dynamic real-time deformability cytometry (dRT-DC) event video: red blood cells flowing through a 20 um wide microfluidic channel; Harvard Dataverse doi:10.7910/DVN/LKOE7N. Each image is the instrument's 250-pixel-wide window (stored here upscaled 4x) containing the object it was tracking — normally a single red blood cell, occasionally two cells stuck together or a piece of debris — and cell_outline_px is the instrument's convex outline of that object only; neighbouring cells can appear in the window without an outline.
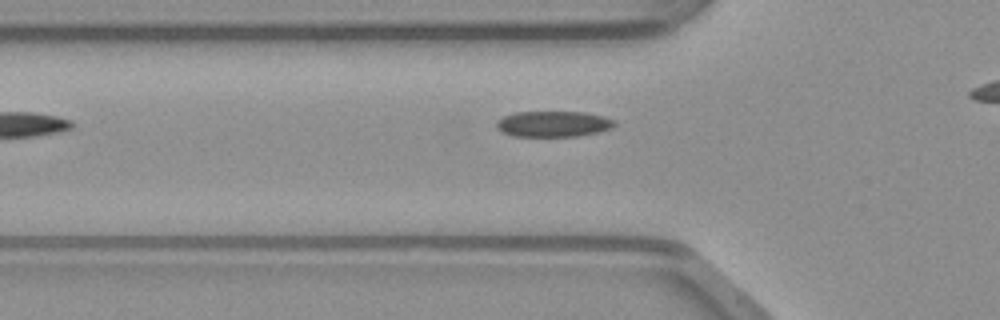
{"species": "common noctule bat (a hibernating species)", "species_latin": "Nyctalus noctula", "temperature_condition": "warm", "stored_images_in_passage": 29, "camera_frame_rate_fps": 3000, "um_per_image_px": 0.085, "animal": {"sex": "male", "body_mass_g": 23.1, "forearm_length_mm": 52.7}, "frame": {"image": 1, "passage_image": 2, "time_ms": 0.333, "image_size_px": [1000, 320], "cell_outline_px": [[616, 124], [612, 128], [596, 132], [576, 136], [512, 136], [500, 132], [496, 128], [496, 120], [504, 116], [516, 112], [584, 112], [604, 116], [616, 120]], "centroid_in_image_um": [47.0, 10.53], "position_along_channel_um": 78.8, "area_um2": 17.86}}
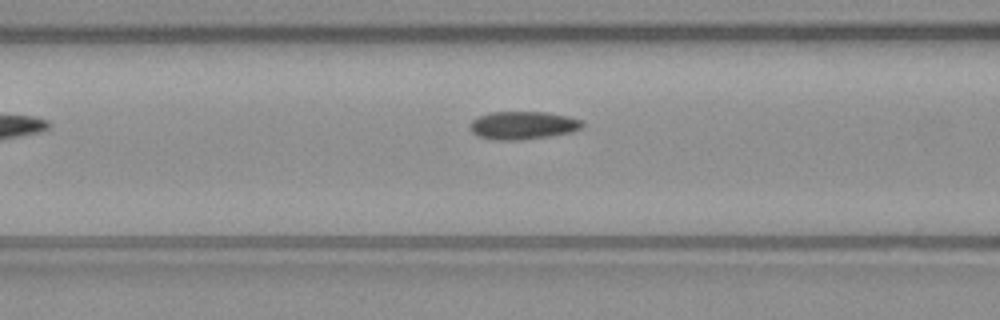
{"frame": {"image": 2, "passage_image": 5, "time_ms": 1.333, "image_size_px": [1000, 320], "cell_outline_px": [[584, 124], [580, 128], [572, 132], [548, 136], [520, 140], [496, 140], [476, 136], [468, 128], [468, 124], [472, 120], [480, 116], [492, 112], [544, 112], [568, 116], [584, 120]], "centroid_in_image_um": [44.42, 10.65], "position_along_channel_um": 122.2, "area_um2": 18.44}}
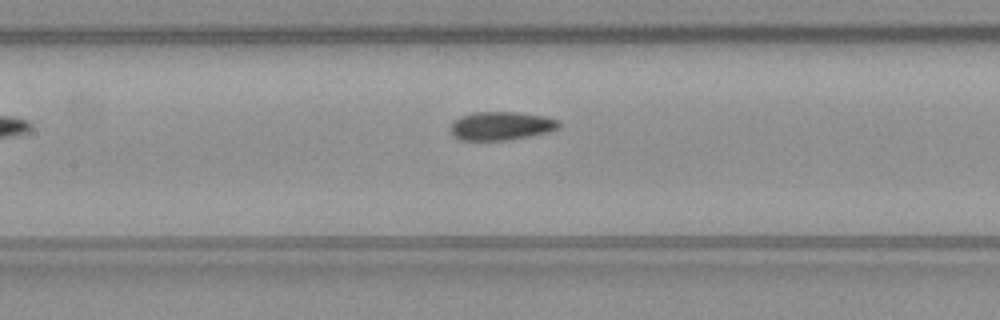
{"frame": {"image": 3, "passage_image": 8, "time_ms": 2.333, "image_size_px": [1000, 320], "cell_outline_px": [[560, 128], [548, 132], [508, 140], [460, 140], [452, 132], [452, 124], [460, 116], [472, 112], [516, 112], [544, 116], [560, 120]], "centroid_in_image_um": [42.65, 10.69], "position_along_channel_um": 164.8, "area_um2": 17.86}}